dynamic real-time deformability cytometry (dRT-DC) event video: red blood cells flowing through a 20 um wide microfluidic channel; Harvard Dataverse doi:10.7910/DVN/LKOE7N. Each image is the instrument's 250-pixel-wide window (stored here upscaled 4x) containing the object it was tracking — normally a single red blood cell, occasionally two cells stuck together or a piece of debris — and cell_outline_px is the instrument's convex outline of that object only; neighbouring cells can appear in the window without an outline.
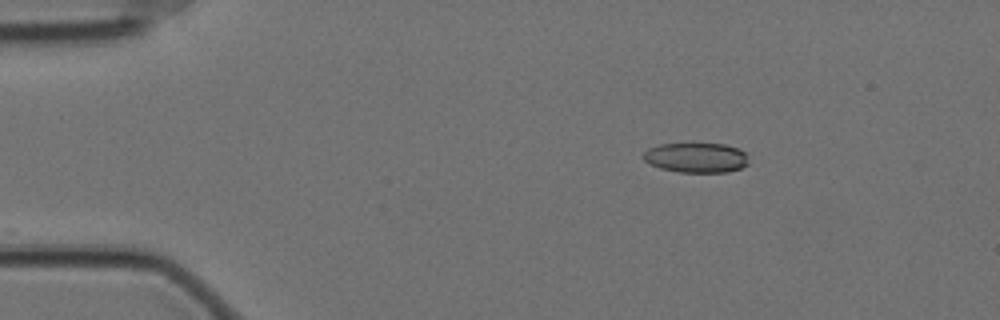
{"species": "Egyptian fruit bat (a non-hibernating species)", "species_latin": "Rousettus aegyptiacus", "temperature_condition": "cold", "stored_images_in_passage": 26, "camera_frame_rate_fps": 3000, "um_per_image_px": 0.085, "animal": {"sex": "female"}, "frame": {"image": 1, "passage_image": 1, "time_ms": 0.0, "image_size_px": [1000, 320], "cell_outline_px": [[748, 164], [740, 168], [728, 172], [680, 172], [660, 168], [644, 160], [640, 156], [648, 148], [660, 144], [692, 140], [724, 144], [740, 148], [748, 156]], "centroid_in_image_um": [59.17, 13.34], "position_along_channel_um": 25.8, "area_um2": 19.31}}
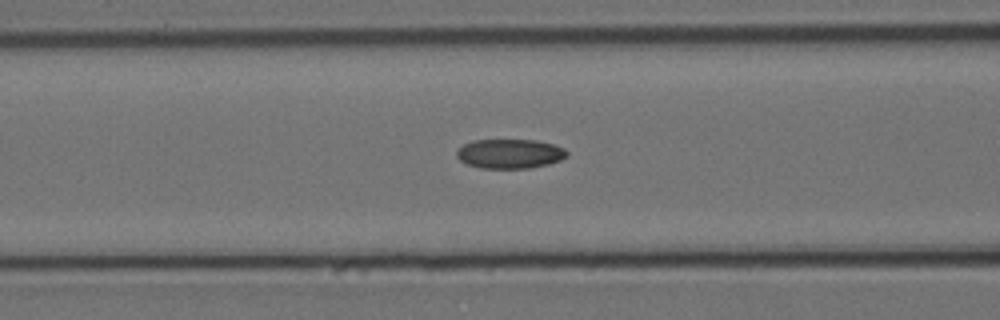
{"frame": {"image": 2, "passage_image": 15, "time_ms": 4.667, "image_size_px": [1000, 320], "cell_outline_px": [[568, 156], [560, 160], [548, 164], [528, 168], [480, 168], [468, 164], [460, 160], [456, 156], [456, 152], [464, 144], [472, 140], [536, 140], [552, 144], [564, 148], [568, 152]], "centroid_in_image_um": [43.34, 13.06], "position_along_channel_um": 123.3, "area_um2": 18.84}}
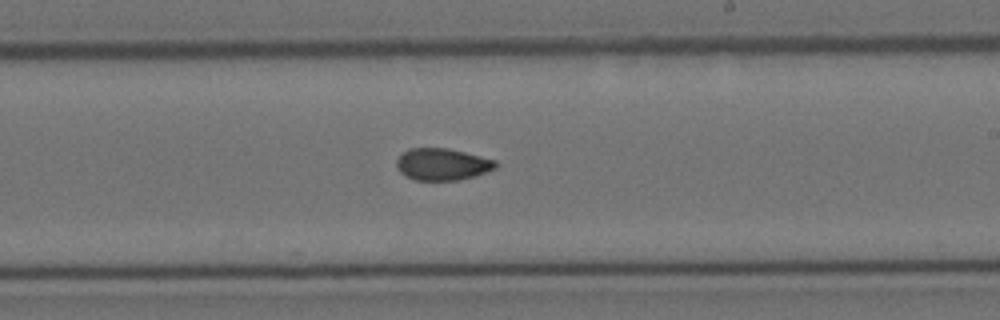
{"frame": {"image": 3, "passage_image": 26, "time_ms": 8.333, "image_size_px": [1000, 320], "cell_outline_px": [[500, 164], [496, 168], [476, 176], [460, 180], [412, 180], [404, 176], [396, 168], [396, 160], [408, 148], [448, 148], [496, 160]], "centroid_in_image_um": [37.6, 13.97], "position_along_channel_um": 251.4, "area_um2": 18.67}}